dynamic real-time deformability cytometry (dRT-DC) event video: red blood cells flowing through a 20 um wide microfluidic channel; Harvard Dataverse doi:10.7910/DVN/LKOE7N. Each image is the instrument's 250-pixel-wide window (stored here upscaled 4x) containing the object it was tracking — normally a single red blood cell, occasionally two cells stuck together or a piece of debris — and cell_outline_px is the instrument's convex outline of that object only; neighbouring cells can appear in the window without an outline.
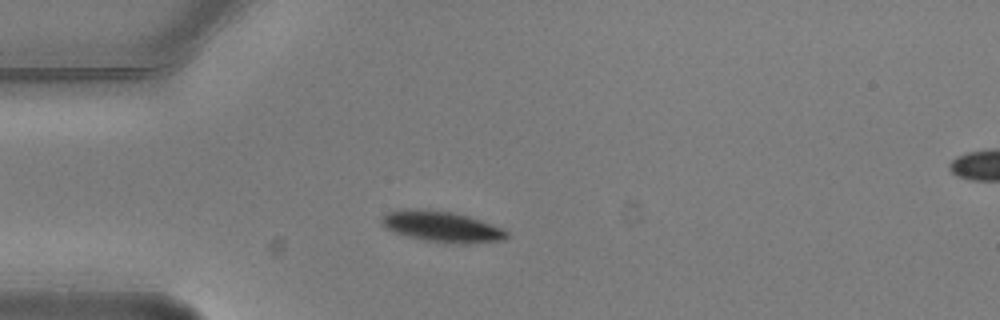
{"species": "common noctule bat (a hibernating species)", "species_latin": "Nyctalus noctula", "temperature_condition": "warm", "stored_images_in_passage": 2, "segment_of_instrument_passage": [1, 2], "camera_frame_rate_fps": 3000, "um_per_image_px": 0.085, "animal": {"sex": "male", "body_mass_g": 20.5, "forearm_length_mm": 52.5}, "frame": {"image": 1, "passage_image": 1, "time_ms": 0.0, "image_size_px": [1000, 320], "cell_outline_px": [[508, 236], [504, 240], [460, 244], [424, 240], [408, 236], [396, 232], [380, 224], [380, 216], [388, 212], [400, 208], [424, 208], [452, 212], [468, 216], [504, 228], [508, 232]], "centroid_in_image_um": [37.53, 19.23], "position_along_channel_um": 47.5, "area_um2": 22.66}}